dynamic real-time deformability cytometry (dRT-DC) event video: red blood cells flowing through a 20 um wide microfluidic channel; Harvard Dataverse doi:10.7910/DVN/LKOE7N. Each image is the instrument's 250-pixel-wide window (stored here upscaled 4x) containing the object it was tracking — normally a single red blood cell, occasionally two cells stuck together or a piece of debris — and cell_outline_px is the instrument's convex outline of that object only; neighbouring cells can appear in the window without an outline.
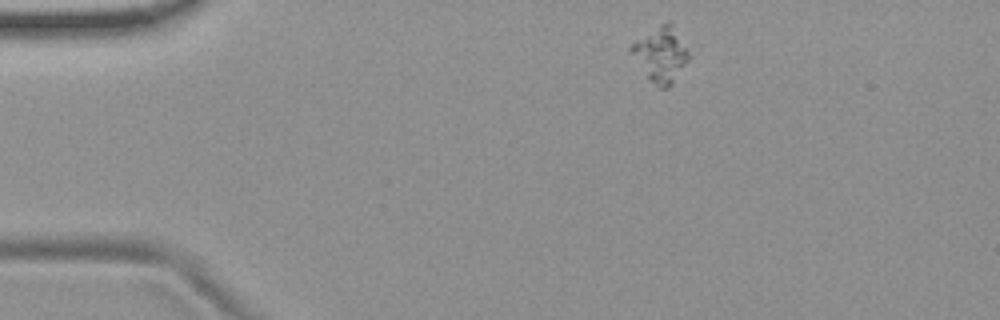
{"species": "common noctule bat (a hibernating species)", "species_latin": "Nyctalus noctula", "temperature_condition": "room temperature", "stored_images_in_passage": 4, "camera_frame_rate_fps": 3000, "um_per_image_px": 0.085, "animal": {"sex": "female", "body_mass_g": 19.9}, "frame": {"image": 1, "passage_image": 1, "time_ms": 0.0, "image_size_px": [1000, 320], "cell_outline_px": [[692, 56], [672, 84], [668, 88], [660, 88], [648, 76], [628, 48], [636, 40], [660, 24], [668, 20], [672, 24], [692, 48]], "centroid_in_image_um": [56.29, 4.58], "position_along_channel_um": 28.7, "area_um2": 18.55}}